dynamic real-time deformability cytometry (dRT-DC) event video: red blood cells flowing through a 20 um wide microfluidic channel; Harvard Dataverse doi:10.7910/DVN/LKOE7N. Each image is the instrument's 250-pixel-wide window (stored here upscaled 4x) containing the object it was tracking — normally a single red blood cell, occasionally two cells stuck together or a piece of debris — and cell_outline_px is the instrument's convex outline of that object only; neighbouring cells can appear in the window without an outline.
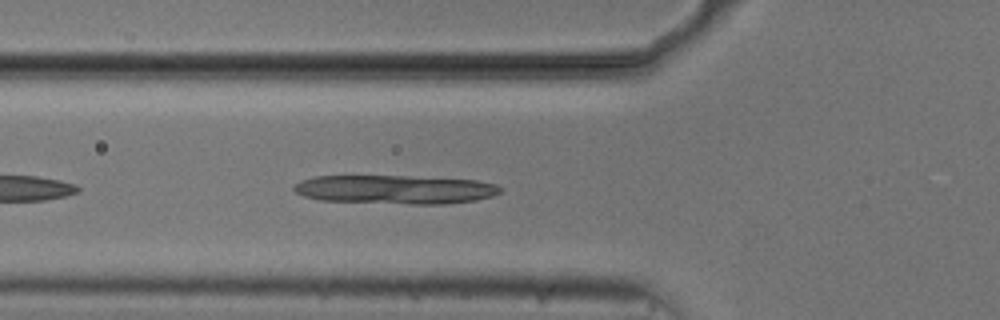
{"species": "common noctule bat (a hibernating species)", "species_latin": "Nyctalus noctula", "temperature_condition": "cold", "stored_images_in_passage": 33, "camera_frame_rate_fps": 3000, "um_per_image_px": 0.085, "animal": {"sex": "male", "body_mass_g": 20.5, "forearm_length_mm": 52.5}, "frame": {"image": 1, "passage_image": 5, "time_ms": 1.333, "image_size_px": [1000, 320], "cell_outline_px": [[500, 192], [492, 196], [476, 200], [448, 204], [412, 204], [320, 200], [304, 196], [296, 192], [292, 188], [300, 180], [312, 176], [408, 176], [480, 180], [496, 184], [500, 188]], "centroid_in_image_um": [33.6, 16.1], "position_along_channel_um": 92.2, "area_um2": 34.74}}
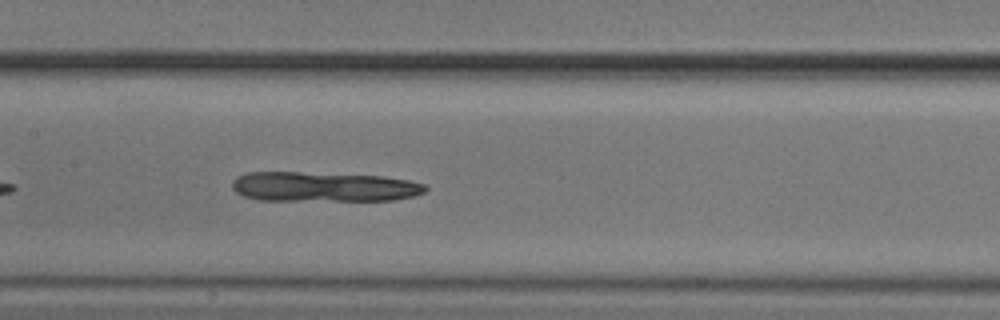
{"frame": {"image": 2, "passage_image": 12, "time_ms": 3.667, "image_size_px": [1000, 320], "cell_outline_px": [[428, 188], [424, 192], [412, 196], [392, 200], [260, 200], [244, 196], [236, 192], [232, 188], [232, 180], [236, 176], [248, 172], [300, 172], [384, 176], [408, 180], [424, 184]], "centroid_in_image_um": [27.48, 15.87], "position_along_channel_um": 179.9, "area_um2": 33.52}}
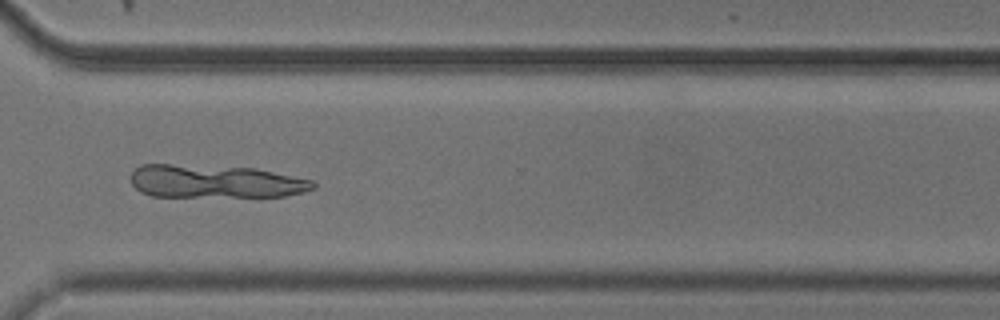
{"frame": {"image": 3, "passage_image": 26, "time_ms": 8.333, "image_size_px": [1000, 320], "cell_outline_px": [[316, 188], [304, 192], [284, 196], [152, 196], [140, 192], [132, 184], [132, 172], [140, 164], [168, 164], [256, 168], [312, 180], [316, 184]], "centroid_in_image_um": [18.3, 15.42], "position_along_channel_um": 352.3, "area_um2": 35.03}}